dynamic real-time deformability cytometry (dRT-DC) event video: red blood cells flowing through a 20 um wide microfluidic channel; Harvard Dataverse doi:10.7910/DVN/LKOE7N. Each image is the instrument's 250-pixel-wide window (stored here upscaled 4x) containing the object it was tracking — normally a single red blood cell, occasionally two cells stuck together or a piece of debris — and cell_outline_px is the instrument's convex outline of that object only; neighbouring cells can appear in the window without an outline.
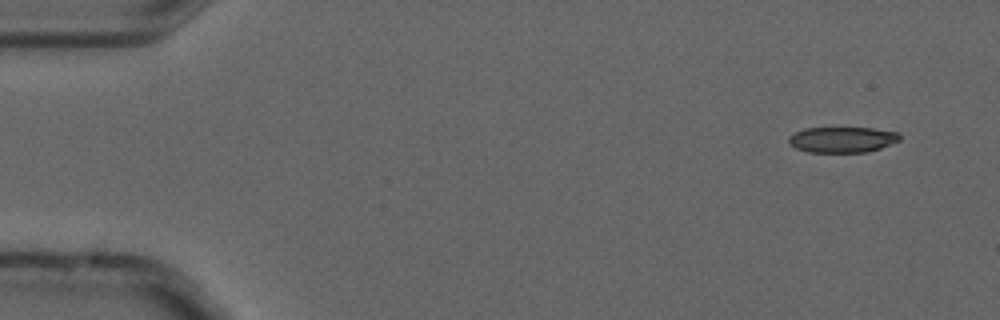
{"species": "common noctule bat (a hibernating species)", "species_latin": "Nyctalus noctula", "temperature_condition": "cold", "stored_images_in_passage": 7, "camera_frame_rate_fps": 3000, "um_per_image_px": 0.085, "animal": {"sex": "male", "forearm_length_mm": 52.5}, "frame": {"image": 1, "passage_image": 1, "time_ms": 0.0, "image_size_px": [1000, 320], "cell_outline_px": [[900, 140], [880, 148], [868, 152], [808, 152], [796, 148], [788, 144], [788, 136], [804, 128], [872, 128], [900, 132]], "centroid_in_image_um": [71.59, 11.86], "position_along_channel_um": 13.4, "area_um2": 16.7}}
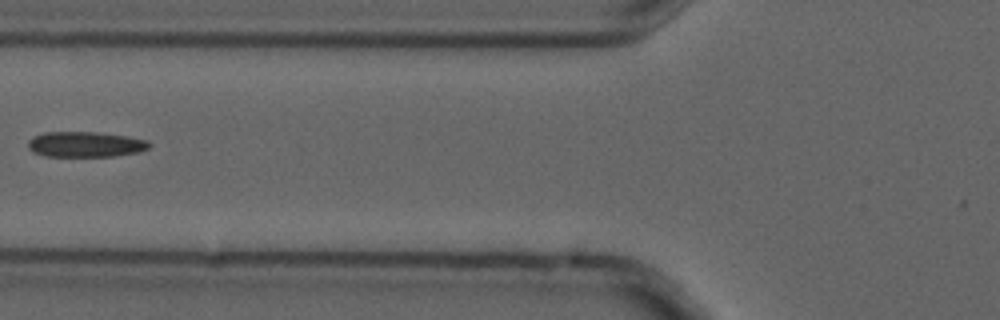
{"frame": {"image": 2, "passage_image": 6, "time_ms": 1.667, "image_size_px": [1000, 320], "cell_outline_px": [[152, 144], [148, 148], [136, 152], [112, 156], [44, 156], [32, 152], [28, 148], [28, 140], [32, 136], [44, 132], [96, 132], [128, 136], [148, 140]], "centroid_in_image_um": [7.22, 12.26], "position_along_channel_um": 118.6, "area_um2": 18.03}}
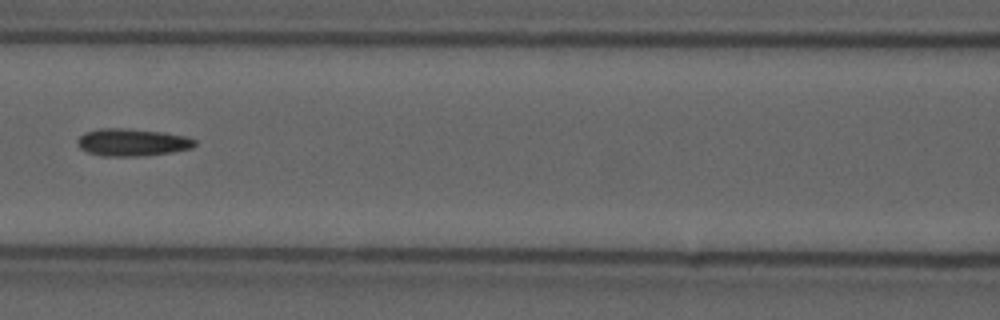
{"frame": {"image": 3, "passage_image": 7, "time_ms": 2.0, "image_size_px": [1000, 320], "cell_outline_px": [[196, 144], [192, 148], [172, 152], [140, 156], [100, 156], [88, 152], [80, 148], [76, 144], [76, 140], [84, 132], [100, 128], [124, 128], [164, 132], [184, 136], [196, 140]], "centroid_in_image_um": [11.2, 12.09], "position_along_channel_um": 155.4, "area_um2": 18.84}}